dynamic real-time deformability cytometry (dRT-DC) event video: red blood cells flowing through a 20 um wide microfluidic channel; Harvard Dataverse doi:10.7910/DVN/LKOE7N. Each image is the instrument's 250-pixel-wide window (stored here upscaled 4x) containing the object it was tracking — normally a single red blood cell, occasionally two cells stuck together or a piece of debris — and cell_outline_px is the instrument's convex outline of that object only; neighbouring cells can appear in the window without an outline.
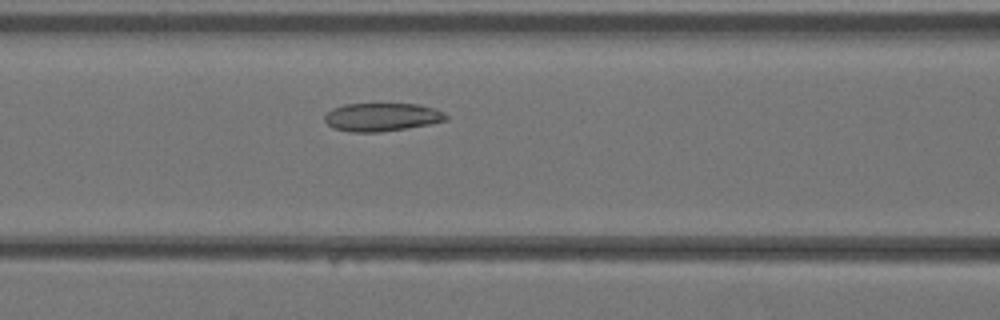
{"species": "Egyptian fruit bat (a non-hibernating species)", "species_latin": "Rousettus aegyptiacus", "temperature_condition": "warm", "stored_images_in_passage": 35, "camera_frame_rate_fps": 3000, "um_per_image_px": 0.085, "animal": {"sex": "female"}, "frame": {"image": 1, "passage_image": 12, "time_ms": 3.667, "image_size_px": [1000, 320], "cell_outline_px": [[448, 120], [408, 128], [380, 132], [352, 132], [332, 128], [324, 120], [324, 116], [332, 108], [344, 104], [416, 104], [436, 108], [444, 112], [448, 116]], "centroid_in_image_um": [32.46, 9.95], "position_along_channel_um": 134.1, "area_um2": 20.06}}
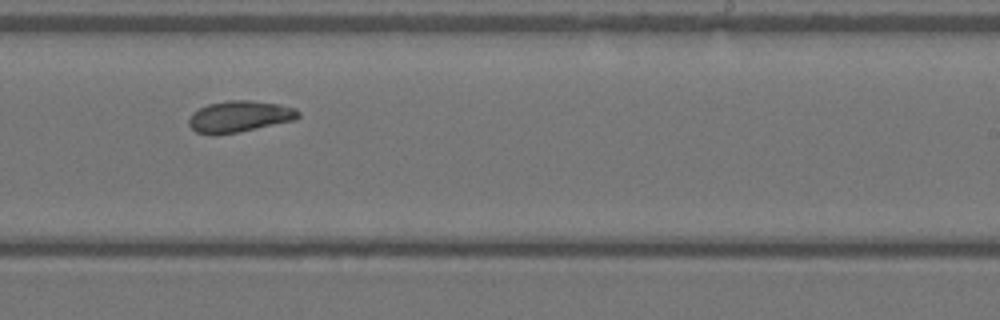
{"frame": {"image": 2, "passage_image": 20, "time_ms": 6.333, "image_size_px": [1000, 320], "cell_outline_px": [[300, 116], [296, 120], [216, 136], [212, 136], [196, 132], [188, 124], [188, 120], [192, 112], [208, 104], [228, 100], [248, 100], [280, 104], [296, 108], [300, 112]], "centroid_in_image_um": [20.34, 9.91], "position_along_channel_um": 268.7, "area_um2": 20.17}}
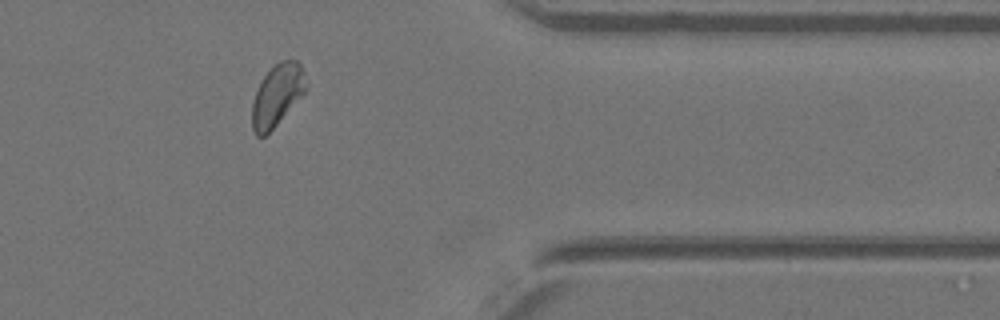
{"frame": {"image": 3, "passage_image": 28, "time_ms": 9.0, "image_size_px": [1000, 320], "cell_outline_px": [[308, 88], [276, 124], [264, 136], [256, 136], [252, 128], [252, 104], [256, 92], [264, 76], [280, 60], [296, 60], [300, 64], [308, 80]], "centroid_in_image_um": [23.58, 8.07], "position_along_channel_um": 387.8, "area_um2": 19.02}}